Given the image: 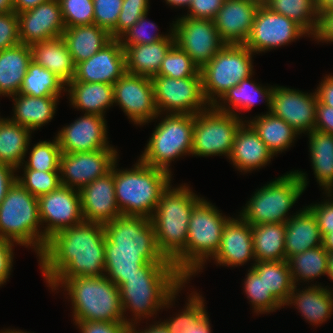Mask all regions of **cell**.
Returning a JSON list of instances; mask_svg holds the SVG:
<instances>
[{
	"label": "cell",
	"instance_id": "58",
	"mask_svg": "<svg viewBox=\"0 0 333 333\" xmlns=\"http://www.w3.org/2000/svg\"><path fill=\"white\" fill-rule=\"evenodd\" d=\"M14 242L0 237V286L9 278L13 262Z\"/></svg>",
	"mask_w": 333,
	"mask_h": 333
},
{
	"label": "cell",
	"instance_id": "21",
	"mask_svg": "<svg viewBox=\"0 0 333 333\" xmlns=\"http://www.w3.org/2000/svg\"><path fill=\"white\" fill-rule=\"evenodd\" d=\"M126 73L125 52L119 39H112L88 60L75 66L72 81L113 85Z\"/></svg>",
	"mask_w": 333,
	"mask_h": 333
},
{
	"label": "cell",
	"instance_id": "24",
	"mask_svg": "<svg viewBox=\"0 0 333 333\" xmlns=\"http://www.w3.org/2000/svg\"><path fill=\"white\" fill-rule=\"evenodd\" d=\"M262 3L263 0H225L214 18L221 39L226 44H245Z\"/></svg>",
	"mask_w": 333,
	"mask_h": 333
},
{
	"label": "cell",
	"instance_id": "4",
	"mask_svg": "<svg viewBox=\"0 0 333 333\" xmlns=\"http://www.w3.org/2000/svg\"><path fill=\"white\" fill-rule=\"evenodd\" d=\"M138 161L133 169L123 171L116 169L117 162H114L116 202L121 215L150 219L162 193L169 187L172 175Z\"/></svg>",
	"mask_w": 333,
	"mask_h": 333
},
{
	"label": "cell",
	"instance_id": "39",
	"mask_svg": "<svg viewBox=\"0 0 333 333\" xmlns=\"http://www.w3.org/2000/svg\"><path fill=\"white\" fill-rule=\"evenodd\" d=\"M248 124L255 130L273 156L286 150L298 134L282 118L271 112L255 117Z\"/></svg>",
	"mask_w": 333,
	"mask_h": 333
},
{
	"label": "cell",
	"instance_id": "61",
	"mask_svg": "<svg viewBox=\"0 0 333 333\" xmlns=\"http://www.w3.org/2000/svg\"><path fill=\"white\" fill-rule=\"evenodd\" d=\"M318 90L316 91L318 100L326 106L333 108V76L324 77Z\"/></svg>",
	"mask_w": 333,
	"mask_h": 333
},
{
	"label": "cell",
	"instance_id": "16",
	"mask_svg": "<svg viewBox=\"0 0 333 333\" xmlns=\"http://www.w3.org/2000/svg\"><path fill=\"white\" fill-rule=\"evenodd\" d=\"M114 103L135 124L142 125L158 117L152 79L126 72L114 84Z\"/></svg>",
	"mask_w": 333,
	"mask_h": 333
},
{
	"label": "cell",
	"instance_id": "1",
	"mask_svg": "<svg viewBox=\"0 0 333 333\" xmlns=\"http://www.w3.org/2000/svg\"><path fill=\"white\" fill-rule=\"evenodd\" d=\"M105 240L103 224L95 222L83 221L55 233L39 256L47 282L104 276Z\"/></svg>",
	"mask_w": 333,
	"mask_h": 333
},
{
	"label": "cell",
	"instance_id": "36",
	"mask_svg": "<svg viewBox=\"0 0 333 333\" xmlns=\"http://www.w3.org/2000/svg\"><path fill=\"white\" fill-rule=\"evenodd\" d=\"M296 287L294 286L286 305L296 304V307L299 308L309 323L318 325L325 322L327 318H330L331 312H333V293L330 290L322 288L320 285H314L306 288L304 291L295 293L297 291Z\"/></svg>",
	"mask_w": 333,
	"mask_h": 333
},
{
	"label": "cell",
	"instance_id": "47",
	"mask_svg": "<svg viewBox=\"0 0 333 333\" xmlns=\"http://www.w3.org/2000/svg\"><path fill=\"white\" fill-rule=\"evenodd\" d=\"M245 292L252 303L255 312H273L283 304L271 293L267 291L263 278L251 268L244 282Z\"/></svg>",
	"mask_w": 333,
	"mask_h": 333
},
{
	"label": "cell",
	"instance_id": "6",
	"mask_svg": "<svg viewBox=\"0 0 333 333\" xmlns=\"http://www.w3.org/2000/svg\"><path fill=\"white\" fill-rule=\"evenodd\" d=\"M171 187L162 193L150 218L158 248L170 261L186 247L191 212L203 199L186 186Z\"/></svg>",
	"mask_w": 333,
	"mask_h": 333
},
{
	"label": "cell",
	"instance_id": "33",
	"mask_svg": "<svg viewBox=\"0 0 333 333\" xmlns=\"http://www.w3.org/2000/svg\"><path fill=\"white\" fill-rule=\"evenodd\" d=\"M70 101L74 108L85 110L87 114H97L104 117L105 109L114 103V87L111 84L70 81Z\"/></svg>",
	"mask_w": 333,
	"mask_h": 333
},
{
	"label": "cell",
	"instance_id": "66",
	"mask_svg": "<svg viewBox=\"0 0 333 333\" xmlns=\"http://www.w3.org/2000/svg\"><path fill=\"white\" fill-rule=\"evenodd\" d=\"M322 246L327 252H333V230L324 235L322 238Z\"/></svg>",
	"mask_w": 333,
	"mask_h": 333
},
{
	"label": "cell",
	"instance_id": "68",
	"mask_svg": "<svg viewBox=\"0 0 333 333\" xmlns=\"http://www.w3.org/2000/svg\"><path fill=\"white\" fill-rule=\"evenodd\" d=\"M326 275L333 280V252H328V269Z\"/></svg>",
	"mask_w": 333,
	"mask_h": 333
},
{
	"label": "cell",
	"instance_id": "49",
	"mask_svg": "<svg viewBox=\"0 0 333 333\" xmlns=\"http://www.w3.org/2000/svg\"><path fill=\"white\" fill-rule=\"evenodd\" d=\"M60 171H37L24 169V177L17 176V181L33 196L40 197L56 190L60 185Z\"/></svg>",
	"mask_w": 333,
	"mask_h": 333
},
{
	"label": "cell",
	"instance_id": "38",
	"mask_svg": "<svg viewBox=\"0 0 333 333\" xmlns=\"http://www.w3.org/2000/svg\"><path fill=\"white\" fill-rule=\"evenodd\" d=\"M311 162L319 185L331 196L333 187V135L313 130L309 132Z\"/></svg>",
	"mask_w": 333,
	"mask_h": 333
},
{
	"label": "cell",
	"instance_id": "43",
	"mask_svg": "<svg viewBox=\"0 0 333 333\" xmlns=\"http://www.w3.org/2000/svg\"><path fill=\"white\" fill-rule=\"evenodd\" d=\"M286 261L294 286H296V281L298 282L299 278L307 281L327 274L328 252L322 245L295 254Z\"/></svg>",
	"mask_w": 333,
	"mask_h": 333
},
{
	"label": "cell",
	"instance_id": "11",
	"mask_svg": "<svg viewBox=\"0 0 333 333\" xmlns=\"http://www.w3.org/2000/svg\"><path fill=\"white\" fill-rule=\"evenodd\" d=\"M238 115L210 106L194 115L192 153L197 156L225 155L229 158L237 130L243 124Z\"/></svg>",
	"mask_w": 333,
	"mask_h": 333
},
{
	"label": "cell",
	"instance_id": "26",
	"mask_svg": "<svg viewBox=\"0 0 333 333\" xmlns=\"http://www.w3.org/2000/svg\"><path fill=\"white\" fill-rule=\"evenodd\" d=\"M213 258L225 266H240L251 258L255 260L252 226L242 217L238 220L230 218L224 226L220 247Z\"/></svg>",
	"mask_w": 333,
	"mask_h": 333
},
{
	"label": "cell",
	"instance_id": "37",
	"mask_svg": "<svg viewBox=\"0 0 333 333\" xmlns=\"http://www.w3.org/2000/svg\"><path fill=\"white\" fill-rule=\"evenodd\" d=\"M30 131L10 119L0 120V162L19 168L29 148Z\"/></svg>",
	"mask_w": 333,
	"mask_h": 333
},
{
	"label": "cell",
	"instance_id": "2",
	"mask_svg": "<svg viewBox=\"0 0 333 333\" xmlns=\"http://www.w3.org/2000/svg\"><path fill=\"white\" fill-rule=\"evenodd\" d=\"M186 281L173 262H150L141 274L126 278L119 286L123 317L127 308L136 319L152 316L162 306L171 305Z\"/></svg>",
	"mask_w": 333,
	"mask_h": 333
},
{
	"label": "cell",
	"instance_id": "28",
	"mask_svg": "<svg viewBox=\"0 0 333 333\" xmlns=\"http://www.w3.org/2000/svg\"><path fill=\"white\" fill-rule=\"evenodd\" d=\"M175 44L172 33L166 39L150 44L122 46L125 52L126 72L152 78L157 75L169 49Z\"/></svg>",
	"mask_w": 333,
	"mask_h": 333
},
{
	"label": "cell",
	"instance_id": "10",
	"mask_svg": "<svg viewBox=\"0 0 333 333\" xmlns=\"http://www.w3.org/2000/svg\"><path fill=\"white\" fill-rule=\"evenodd\" d=\"M194 115L169 114L156 126L144 153L143 163L170 172L169 163L183 154H191Z\"/></svg>",
	"mask_w": 333,
	"mask_h": 333
},
{
	"label": "cell",
	"instance_id": "55",
	"mask_svg": "<svg viewBox=\"0 0 333 333\" xmlns=\"http://www.w3.org/2000/svg\"><path fill=\"white\" fill-rule=\"evenodd\" d=\"M81 333H128L126 322L77 321Z\"/></svg>",
	"mask_w": 333,
	"mask_h": 333
},
{
	"label": "cell",
	"instance_id": "22",
	"mask_svg": "<svg viewBox=\"0 0 333 333\" xmlns=\"http://www.w3.org/2000/svg\"><path fill=\"white\" fill-rule=\"evenodd\" d=\"M79 192L84 221L105 224L121 216L115 197L114 164L108 173L83 186Z\"/></svg>",
	"mask_w": 333,
	"mask_h": 333
},
{
	"label": "cell",
	"instance_id": "27",
	"mask_svg": "<svg viewBox=\"0 0 333 333\" xmlns=\"http://www.w3.org/2000/svg\"><path fill=\"white\" fill-rule=\"evenodd\" d=\"M247 126V127H246ZM273 154L248 124H242L237 130L229 159L242 172L261 168L271 161Z\"/></svg>",
	"mask_w": 333,
	"mask_h": 333
},
{
	"label": "cell",
	"instance_id": "7",
	"mask_svg": "<svg viewBox=\"0 0 333 333\" xmlns=\"http://www.w3.org/2000/svg\"><path fill=\"white\" fill-rule=\"evenodd\" d=\"M38 224H42L38 198L16 181L0 204V237L16 244L33 246L40 256L43 253V233L39 231Z\"/></svg>",
	"mask_w": 333,
	"mask_h": 333
},
{
	"label": "cell",
	"instance_id": "20",
	"mask_svg": "<svg viewBox=\"0 0 333 333\" xmlns=\"http://www.w3.org/2000/svg\"><path fill=\"white\" fill-rule=\"evenodd\" d=\"M17 15L19 38L26 45L61 37L65 30L59 0L46 1Z\"/></svg>",
	"mask_w": 333,
	"mask_h": 333
},
{
	"label": "cell",
	"instance_id": "56",
	"mask_svg": "<svg viewBox=\"0 0 333 333\" xmlns=\"http://www.w3.org/2000/svg\"><path fill=\"white\" fill-rule=\"evenodd\" d=\"M225 0H192L186 17L214 20Z\"/></svg>",
	"mask_w": 333,
	"mask_h": 333
},
{
	"label": "cell",
	"instance_id": "3",
	"mask_svg": "<svg viewBox=\"0 0 333 333\" xmlns=\"http://www.w3.org/2000/svg\"><path fill=\"white\" fill-rule=\"evenodd\" d=\"M70 295L73 316L77 321L126 322L120 299V290L106 275L101 277L78 276L69 279H54L49 286L56 289L59 285Z\"/></svg>",
	"mask_w": 333,
	"mask_h": 333
},
{
	"label": "cell",
	"instance_id": "9",
	"mask_svg": "<svg viewBox=\"0 0 333 333\" xmlns=\"http://www.w3.org/2000/svg\"><path fill=\"white\" fill-rule=\"evenodd\" d=\"M252 54L244 44H226L200 69L203 93L210 106L218 102V97L222 98L232 87L252 76Z\"/></svg>",
	"mask_w": 333,
	"mask_h": 333
},
{
	"label": "cell",
	"instance_id": "30",
	"mask_svg": "<svg viewBox=\"0 0 333 333\" xmlns=\"http://www.w3.org/2000/svg\"><path fill=\"white\" fill-rule=\"evenodd\" d=\"M61 37L75 66L88 60L112 40L111 34L96 24L65 28Z\"/></svg>",
	"mask_w": 333,
	"mask_h": 333
},
{
	"label": "cell",
	"instance_id": "69",
	"mask_svg": "<svg viewBox=\"0 0 333 333\" xmlns=\"http://www.w3.org/2000/svg\"><path fill=\"white\" fill-rule=\"evenodd\" d=\"M2 333H26V332H22V331H15V330H6L5 332L3 331Z\"/></svg>",
	"mask_w": 333,
	"mask_h": 333
},
{
	"label": "cell",
	"instance_id": "8",
	"mask_svg": "<svg viewBox=\"0 0 333 333\" xmlns=\"http://www.w3.org/2000/svg\"><path fill=\"white\" fill-rule=\"evenodd\" d=\"M305 175L298 170L292 171L263 186L254 193L239 216L250 225L286 223L290 219L287 212L306 189Z\"/></svg>",
	"mask_w": 333,
	"mask_h": 333
},
{
	"label": "cell",
	"instance_id": "53",
	"mask_svg": "<svg viewBox=\"0 0 333 333\" xmlns=\"http://www.w3.org/2000/svg\"><path fill=\"white\" fill-rule=\"evenodd\" d=\"M147 13L143 14L141 18L135 23L129 30H127L121 38H119L122 46H132L141 44H150L159 40L166 39L168 37L160 34L146 33V24L150 25V28H156L154 23L146 21ZM126 37V38H124ZM123 39V40H122Z\"/></svg>",
	"mask_w": 333,
	"mask_h": 333
},
{
	"label": "cell",
	"instance_id": "46",
	"mask_svg": "<svg viewBox=\"0 0 333 333\" xmlns=\"http://www.w3.org/2000/svg\"><path fill=\"white\" fill-rule=\"evenodd\" d=\"M199 71L200 68L190 56L175 43L165 55L160 70L155 76L179 79L195 76Z\"/></svg>",
	"mask_w": 333,
	"mask_h": 333
},
{
	"label": "cell",
	"instance_id": "5",
	"mask_svg": "<svg viewBox=\"0 0 333 333\" xmlns=\"http://www.w3.org/2000/svg\"><path fill=\"white\" fill-rule=\"evenodd\" d=\"M229 218L207 200L202 199L192 210L186 247L172 260L186 279L202 269L207 258L214 257L221 244L222 231Z\"/></svg>",
	"mask_w": 333,
	"mask_h": 333
},
{
	"label": "cell",
	"instance_id": "13",
	"mask_svg": "<svg viewBox=\"0 0 333 333\" xmlns=\"http://www.w3.org/2000/svg\"><path fill=\"white\" fill-rule=\"evenodd\" d=\"M175 43L201 69L226 45L218 34L214 20L181 17L171 29Z\"/></svg>",
	"mask_w": 333,
	"mask_h": 333
},
{
	"label": "cell",
	"instance_id": "19",
	"mask_svg": "<svg viewBox=\"0 0 333 333\" xmlns=\"http://www.w3.org/2000/svg\"><path fill=\"white\" fill-rule=\"evenodd\" d=\"M106 121L103 116L87 114L63 127L56 136L61 153L93 152L115 149L108 145Z\"/></svg>",
	"mask_w": 333,
	"mask_h": 333
},
{
	"label": "cell",
	"instance_id": "60",
	"mask_svg": "<svg viewBox=\"0 0 333 333\" xmlns=\"http://www.w3.org/2000/svg\"><path fill=\"white\" fill-rule=\"evenodd\" d=\"M16 169L12 166L0 162V204L6 197L8 190L17 181V175L14 176Z\"/></svg>",
	"mask_w": 333,
	"mask_h": 333
},
{
	"label": "cell",
	"instance_id": "62",
	"mask_svg": "<svg viewBox=\"0 0 333 333\" xmlns=\"http://www.w3.org/2000/svg\"><path fill=\"white\" fill-rule=\"evenodd\" d=\"M49 0H14V12L19 14L29 9L35 8L39 4H42Z\"/></svg>",
	"mask_w": 333,
	"mask_h": 333
},
{
	"label": "cell",
	"instance_id": "45",
	"mask_svg": "<svg viewBox=\"0 0 333 333\" xmlns=\"http://www.w3.org/2000/svg\"><path fill=\"white\" fill-rule=\"evenodd\" d=\"M250 77L242 80L238 85L232 87L220 100H223L229 103V108L225 105H219L217 102L214 107L224 113H231L237 115L233 109H231V104L235 109H244L249 110L254 105L256 96L261 95L262 99L264 98L269 107V112L271 111V101L274 88H262L259 85H256L250 82ZM239 107V108H238Z\"/></svg>",
	"mask_w": 333,
	"mask_h": 333
},
{
	"label": "cell",
	"instance_id": "44",
	"mask_svg": "<svg viewBox=\"0 0 333 333\" xmlns=\"http://www.w3.org/2000/svg\"><path fill=\"white\" fill-rule=\"evenodd\" d=\"M66 84L53 72L38 65L33 60L28 65L19 94L33 97L58 96ZM64 87V89H63Z\"/></svg>",
	"mask_w": 333,
	"mask_h": 333
},
{
	"label": "cell",
	"instance_id": "35",
	"mask_svg": "<svg viewBox=\"0 0 333 333\" xmlns=\"http://www.w3.org/2000/svg\"><path fill=\"white\" fill-rule=\"evenodd\" d=\"M251 226L255 262L286 260V223H265Z\"/></svg>",
	"mask_w": 333,
	"mask_h": 333
},
{
	"label": "cell",
	"instance_id": "32",
	"mask_svg": "<svg viewBox=\"0 0 333 333\" xmlns=\"http://www.w3.org/2000/svg\"><path fill=\"white\" fill-rule=\"evenodd\" d=\"M31 61L30 45L19 43L0 51V95L12 97L19 93Z\"/></svg>",
	"mask_w": 333,
	"mask_h": 333
},
{
	"label": "cell",
	"instance_id": "59",
	"mask_svg": "<svg viewBox=\"0 0 333 333\" xmlns=\"http://www.w3.org/2000/svg\"><path fill=\"white\" fill-rule=\"evenodd\" d=\"M315 130L333 135V108L317 102Z\"/></svg>",
	"mask_w": 333,
	"mask_h": 333
},
{
	"label": "cell",
	"instance_id": "64",
	"mask_svg": "<svg viewBox=\"0 0 333 333\" xmlns=\"http://www.w3.org/2000/svg\"><path fill=\"white\" fill-rule=\"evenodd\" d=\"M333 9V0H316V10L318 15Z\"/></svg>",
	"mask_w": 333,
	"mask_h": 333
},
{
	"label": "cell",
	"instance_id": "15",
	"mask_svg": "<svg viewBox=\"0 0 333 333\" xmlns=\"http://www.w3.org/2000/svg\"><path fill=\"white\" fill-rule=\"evenodd\" d=\"M308 34L300 25L282 14L271 11L263 3L259 6L245 46L253 53L265 52L285 45Z\"/></svg>",
	"mask_w": 333,
	"mask_h": 333
},
{
	"label": "cell",
	"instance_id": "25",
	"mask_svg": "<svg viewBox=\"0 0 333 333\" xmlns=\"http://www.w3.org/2000/svg\"><path fill=\"white\" fill-rule=\"evenodd\" d=\"M103 226L115 248L159 249L152 222L147 217L121 215Z\"/></svg>",
	"mask_w": 333,
	"mask_h": 333
},
{
	"label": "cell",
	"instance_id": "40",
	"mask_svg": "<svg viewBox=\"0 0 333 333\" xmlns=\"http://www.w3.org/2000/svg\"><path fill=\"white\" fill-rule=\"evenodd\" d=\"M252 269L263 278L267 291L285 305L294 288L287 261L255 262Z\"/></svg>",
	"mask_w": 333,
	"mask_h": 333
},
{
	"label": "cell",
	"instance_id": "41",
	"mask_svg": "<svg viewBox=\"0 0 333 333\" xmlns=\"http://www.w3.org/2000/svg\"><path fill=\"white\" fill-rule=\"evenodd\" d=\"M263 4L300 25L308 35L316 33L319 21L316 0H263Z\"/></svg>",
	"mask_w": 333,
	"mask_h": 333
},
{
	"label": "cell",
	"instance_id": "23",
	"mask_svg": "<svg viewBox=\"0 0 333 333\" xmlns=\"http://www.w3.org/2000/svg\"><path fill=\"white\" fill-rule=\"evenodd\" d=\"M150 262H172L159 249L115 248L107 237L105 240V274L118 287L126 278L141 274Z\"/></svg>",
	"mask_w": 333,
	"mask_h": 333
},
{
	"label": "cell",
	"instance_id": "12",
	"mask_svg": "<svg viewBox=\"0 0 333 333\" xmlns=\"http://www.w3.org/2000/svg\"><path fill=\"white\" fill-rule=\"evenodd\" d=\"M155 103L160 114L162 110L170 114H191L207 110L208 102L203 93L202 77L199 71L195 76L170 78L153 76Z\"/></svg>",
	"mask_w": 333,
	"mask_h": 333
},
{
	"label": "cell",
	"instance_id": "29",
	"mask_svg": "<svg viewBox=\"0 0 333 333\" xmlns=\"http://www.w3.org/2000/svg\"><path fill=\"white\" fill-rule=\"evenodd\" d=\"M322 234L312 212L306 207L286 222L285 252L286 260L322 245Z\"/></svg>",
	"mask_w": 333,
	"mask_h": 333
},
{
	"label": "cell",
	"instance_id": "50",
	"mask_svg": "<svg viewBox=\"0 0 333 333\" xmlns=\"http://www.w3.org/2000/svg\"><path fill=\"white\" fill-rule=\"evenodd\" d=\"M65 28L94 24L93 0H59Z\"/></svg>",
	"mask_w": 333,
	"mask_h": 333
},
{
	"label": "cell",
	"instance_id": "42",
	"mask_svg": "<svg viewBox=\"0 0 333 333\" xmlns=\"http://www.w3.org/2000/svg\"><path fill=\"white\" fill-rule=\"evenodd\" d=\"M203 301L197 293L190 296L188 306L181 314L162 323L170 333H211Z\"/></svg>",
	"mask_w": 333,
	"mask_h": 333
},
{
	"label": "cell",
	"instance_id": "31",
	"mask_svg": "<svg viewBox=\"0 0 333 333\" xmlns=\"http://www.w3.org/2000/svg\"><path fill=\"white\" fill-rule=\"evenodd\" d=\"M32 60L53 72L65 84L74 79L75 64L62 37L30 45Z\"/></svg>",
	"mask_w": 333,
	"mask_h": 333
},
{
	"label": "cell",
	"instance_id": "17",
	"mask_svg": "<svg viewBox=\"0 0 333 333\" xmlns=\"http://www.w3.org/2000/svg\"><path fill=\"white\" fill-rule=\"evenodd\" d=\"M116 160L115 149L61 153L59 165L61 185L74 189L76 186V189L80 190L108 173Z\"/></svg>",
	"mask_w": 333,
	"mask_h": 333
},
{
	"label": "cell",
	"instance_id": "57",
	"mask_svg": "<svg viewBox=\"0 0 333 333\" xmlns=\"http://www.w3.org/2000/svg\"><path fill=\"white\" fill-rule=\"evenodd\" d=\"M314 215L322 237L333 230V201L307 207Z\"/></svg>",
	"mask_w": 333,
	"mask_h": 333
},
{
	"label": "cell",
	"instance_id": "52",
	"mask_svg": "<svg viewBox=\"0 0 333 333\" xmlns=\"http://www.w3.org/2000/svg\"><path fill=\"white\" fill-rule=\"evenodd\" d=\"M148 0H123L116 25V39L129 30L143 14L148 12Z\"/></svg>",
	"mask_w": 333,
	"mask_h": 333
},
{
	"label": "cell",
	"instance_id": "65",
	"mask_svg": "<svg viewBox=\"0 0 333 333\" xmlns=\"http://www.w3.org/2000/svg\"><path fill=\"white\" fill-rule=\"evenodd\" d=\"M14 12V0H0V14Z\"/></svg>",
	"mask_w": 333,
	"mask_h": 333
},
{
	"label": "cell",
	"instance_id": "67",
	"mask_svg": "<svg viewBox=\"0 0 333 333\" xmlns=\"http://www.w3.org/2000/svg\"><path fill=\"white\" fill-rule=\"evenodd\" d=\"M169 5L173 6H188L191 5L192 0H165Z\"/></svg>",
	"mask_w": 333,
	"mask_h": 333
},
{
	"label": "cell",
	"instance_id": "34",
	"mask_svg": "<svg viewBox=\"0 0 333 333\" xmlns=\"http://www.w3.org/2000/svg\"><path fill=\"white\" fill-rule=\"evenodd\" d=\"M14 96V116L10 120L30 131L51 121L59 98L58 96L33 97L19 93Z\"/></svg>",
	"mask_w": 333,
	"mask_h": 333
},
{
	"label": "cell",
	"instance_id": "63",
	"mask_svg": "<svg viewBox=\"0 0 333 333\" xmlns=\"http://www.w3.org/2000/svg\"><path fill=\"white\" fill-rule=\"evenodd\" d=\"M156 324L157 325L154 324L150 326L148 329L141 331L140 333H170L162 322ZM133 325H135V323L130 325L128 333H139L136 331V329H134L135 327Z\"/></svg>",
	"mask_w": 333,
	"mask_h": 333
},
{
	"label": "cell",
	"instance_id": "51",
	"mask_svg": "<svg viewBox=\"0 0 333 333\" xmlns=\"http://www.w3.org/2000/svg\"><path fill=\"white\" fill-rule=\"evenodd\" d=\"M94 24L107 30L116 39V25L123 0H93Z\"/></svg>",
	"mask_w": 333,
	"mask_h": 333
},
{
	"label": "cell",
	"instance_id": "48",
	"mask_svg": "<svg viewBox=\"0 0 333 333\" xmlns=\"http://www.w3.org/2000/svg\"><path fill=\"white\" fill-rule=\"evenodd\" d=\"M60 155L61 149L56 137L52 142L40 141L32 148L24 169L60 171Z\"/></svg>",
	"mask_w": 333,
	"mask_h": 333
},
{
	"label": "cell",
	"instance_id": "14",
	"mask_svg": "<svg viewBox=\"0 0 333 333\" xmlns=\"http://www.w3.org/2000/svg\"><path fill=\"white\" fill-rule=\"evenodd\" d=\"M41 223H48L43 230V251L55 233L84 221L78 189L60 185L56 190L38 197Z\"/></svg>",
	"mask_w": 333,
	"mask_h": 333
},
{
	"label": "cell",
	"instance_id": "54",
	"mask_svg": "<svg viewBox=\"0 0 333 333\" xmlns=\"http://www.w3.org/2000/svg\"><path fill=\"white\" fill-rule=\"evenodd\" d=\"M21 43L19 19L15 12L0 14V51Z\"/></svg>",
	"mask_w": 333,
	"mask_h": 333
},
{
	"label": "cell",
	"instance_id": "18",
	"mask_svg": "<svg viewBox=\"0 0 333 333\" xmlns=\"http://www.w3.org/2000/svg\"><path fill=\"white\" fill-rule=\"evenodd\" d=\"M317 93H302L286 87H274L271 113L282 118L298 134L315 129Z\"/></svg>",
	"mask_w": 333,
	"mask_h": 333
}]
</instances>
